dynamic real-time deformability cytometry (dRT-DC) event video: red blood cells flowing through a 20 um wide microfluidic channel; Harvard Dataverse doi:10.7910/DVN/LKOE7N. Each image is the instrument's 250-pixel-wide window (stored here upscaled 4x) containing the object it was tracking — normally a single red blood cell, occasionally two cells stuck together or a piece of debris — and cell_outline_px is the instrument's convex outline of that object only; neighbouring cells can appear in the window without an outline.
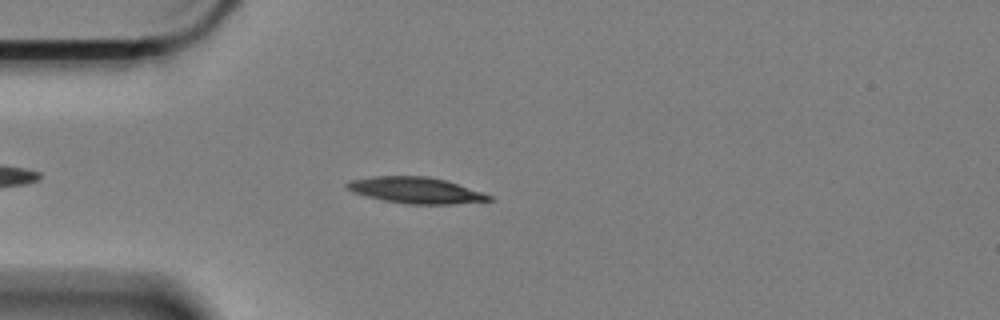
{"species": "Egyptian fruit bat (a non-hibernating species)", "species_latin": "Rousettus aegyptiacus", "temperature_condition": "cold", "stored_images_in_passage": 33, "camera_frame_rate_fps": 3000, "um_per_image_px": 0.085, "animal": {"sex": "female"}, "frame": {"image": 1, "passage_image": 3, "time_ms": 0.667, "image_size_px": [1000, 320], "cell_outline_px": [[492, 200], [452, 204], [408, 204], [384, 200], [352, 192], [344, 188], [344, 184], [348, 180], [376, 176], [424, 176], [444, 180], [492, 196]], "centroid_in_image_um": [35.25, 16.17], "position_along_channel_um": 49.8, "area_um2": 21.33}}
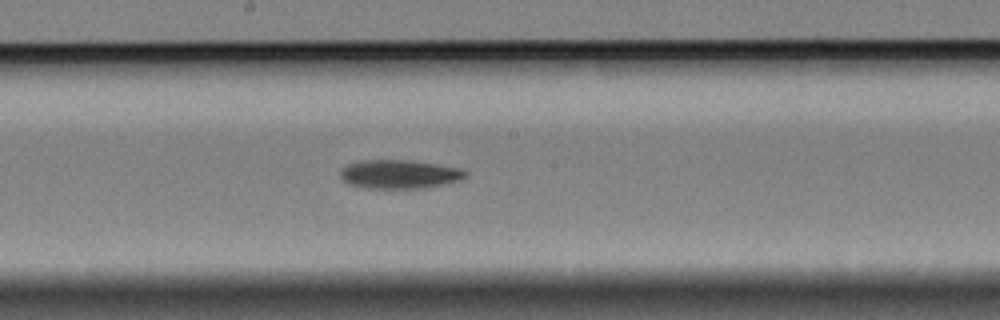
{"frame": {"image": 2, "passage_image": 19, "time_ms": 6.0, "image_size_px": [1000, 320], "cell_outline_px": [[468, 176], [460, 180], [444, 184], [424, 188], [364, 188], [348, 184], [340, 176], [340, 172], [348, 164], [360, 160], [408, 160], [436, 164], [460, 168], [468, 172]], "centroid_in_image_um": [33.96, 14.81], "position_along_channel_um": 214.2, "area_um2": 20.98}}
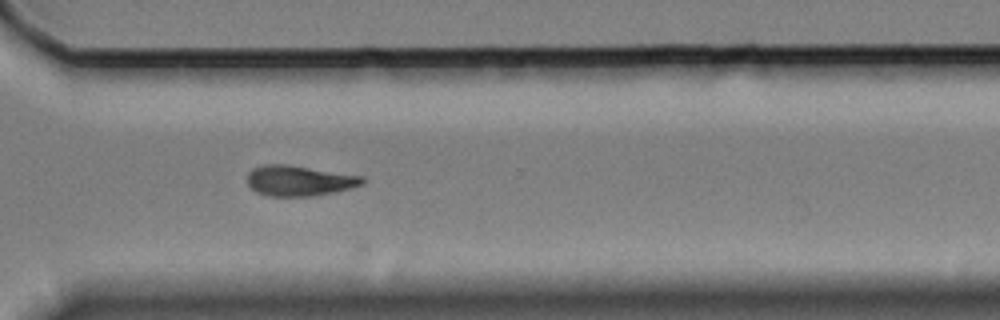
{"frame": {"image": 3, "passage_image": 31, "time_ms": 10.0, "image_size_px": [1000, 320], "cell_outline_px": [[364, 184], [352, 188], [336, 192], [316, 196], [268, 196], [256, 192], [248, 184], [248, 172], [252, 168], [264, 164], [288, 164], [364, 176]], "centroid_in_image_um": [25.46, 15.36], "position_along_channel_um": 345.1, "area_um2": 20.69}}